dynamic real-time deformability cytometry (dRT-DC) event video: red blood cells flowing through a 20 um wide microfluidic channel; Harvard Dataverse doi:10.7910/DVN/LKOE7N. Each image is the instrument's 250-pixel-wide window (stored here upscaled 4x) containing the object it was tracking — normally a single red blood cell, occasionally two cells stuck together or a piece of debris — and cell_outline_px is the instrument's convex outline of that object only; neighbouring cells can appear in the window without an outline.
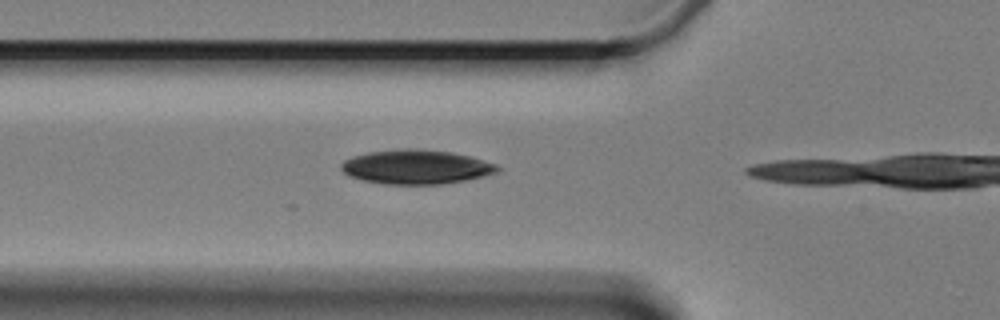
{"species": "Egyptian fruit bat (a non-hibernating species)", "species_latin": "Rousettus aegyptiacus", "temperature_condition": "cold", "stored_images_in_passage": 7, "camera_frame_rate_fps": 3000, "um_per_image_px": 0.085, "animal": {"sex": "female"}, "frame": {"image": 1, "passage_image": 5, "time_ms": 5.333, "image_size_px": [1000, 320], "cell_outline_px": [[500, 168], [496, 172], [464, 180], [440, 184], [384, 184], [364, 180], [348, 176], [340, 168], [340, 164], [344, 160], [352, 156], [368, 152], [400, 148], [420, 148], [452, 152], [468, 156], [496, 164]], "centroid_in_image_um": [35.3, 14.17], "position_along_channel_um": 90.5, "area_um2": 31.1}}